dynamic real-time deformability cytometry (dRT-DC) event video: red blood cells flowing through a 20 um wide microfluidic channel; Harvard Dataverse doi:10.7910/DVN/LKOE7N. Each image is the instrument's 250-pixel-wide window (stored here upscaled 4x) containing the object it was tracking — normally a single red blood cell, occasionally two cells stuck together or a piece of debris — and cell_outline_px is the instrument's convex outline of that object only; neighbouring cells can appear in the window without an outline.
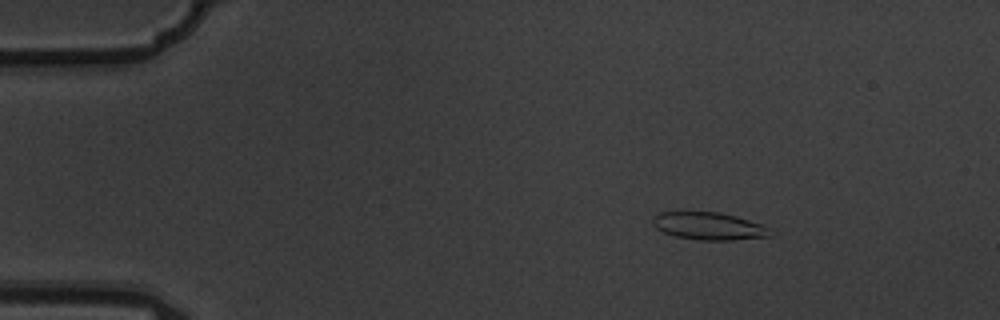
{"species": "common noctule bat (a hibernating species)", "species_latin": "Nyctalus noctula", "temperature_condition": "warm", "stored_images_in_passage": 5, "camera_frame_rate_fps": 3000, "um_per_image_px": 0.085, "animal": {"sex": "male", "body_mass_g": 19.5, "forearm_length_mm": 54.6}, "frame": {"image": 1, "passage_image": 2, "time_ms": 0.333, "image_size_px": [1000, 320], "cell_outline_px": [[772, 236], [732, 240], [700, 240], [676, 236], [664, 232], [656, 228], [652, 224], [652, 216], [656, 212], [716, 212], [736, 216], [760, 224], [768, 228]], "centroid_in_image_um": [60.2, 19.21], "position_along_channel_um": 24.8, "area_um2": 18.73}}